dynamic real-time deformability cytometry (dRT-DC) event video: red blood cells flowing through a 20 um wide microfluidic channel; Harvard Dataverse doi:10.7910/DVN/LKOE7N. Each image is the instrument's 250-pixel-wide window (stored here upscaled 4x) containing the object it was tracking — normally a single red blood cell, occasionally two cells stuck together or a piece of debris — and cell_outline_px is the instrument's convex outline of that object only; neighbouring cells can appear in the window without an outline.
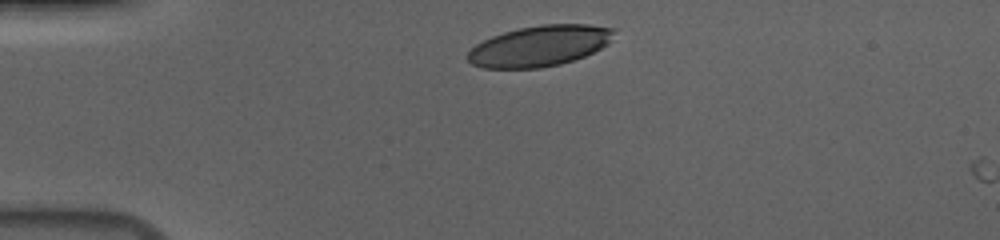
{"species": "human", "species_latin": "Homo sapiens", "temperature_condition": "cold", "stored_images_in_passage": 2, "camera_frame_rate_fps": 3000, "um_per_image_px": 0.085, "donor": {"sex": "male"}, "frame": {"image": 1, "passage_image": 1, "time_ms": 0.0, "image_size_px": [1000, 240], "cell_outline_px": [[616, 28], [608, 44], [584, 56], [560, 64], [540, 68], [484, 68], [472, 64], [468, 60], [468, 52], [476, 44], [492, 36], [504, 32], [520, 28], [540, 24], [588, 24]], "centroid_in_image_um": [45.87, 3.9], "position_along_channel_um": 39.1, "area_um2": 34.56}}